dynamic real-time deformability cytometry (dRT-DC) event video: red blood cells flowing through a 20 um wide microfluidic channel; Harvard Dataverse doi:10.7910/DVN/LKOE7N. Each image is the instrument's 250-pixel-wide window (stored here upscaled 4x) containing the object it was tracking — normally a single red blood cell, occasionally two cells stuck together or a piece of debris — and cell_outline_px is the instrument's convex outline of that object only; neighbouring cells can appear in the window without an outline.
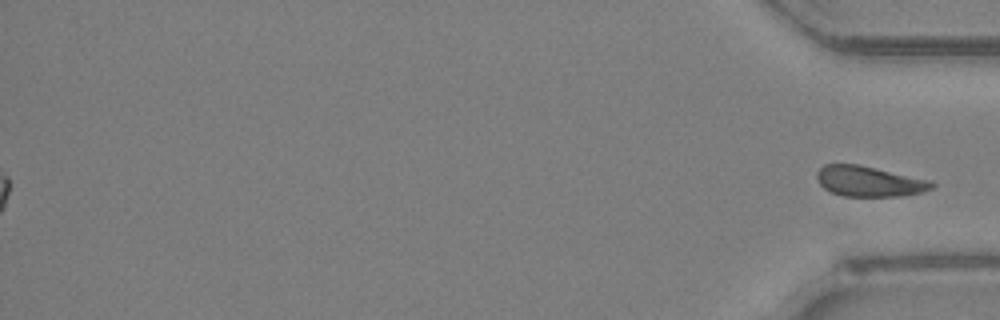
{"species": "Egyptian fruit bat (a non-hibernating species)", "species_latin": "Rousettus aegyptiacus", "temperature_condition": "room temperature", "stored_images_in_passage": 50, "segment_of_instrument_passage": [2, 2], "camera_frame_rate_fps": 3000, "um_per_image_px": 0.085, "animal": {"sex": "female"}, "frame": {"image": 1, "passage_image": 50, "time_ms": 16.333, "image_size_px": [1000, 320], "cell_outline_px": [[936, 184], [932, 188], [920, 192], [900, 196], [844, 196], [832, 192], [824, 188], [816, 180], [816, 172], [824, 164], [856, 164], [932, 180]], "centroid_in_image_um": [73.86, 15.41], "position_along_channel_um": 361.3, "area_um2": 20.29}}